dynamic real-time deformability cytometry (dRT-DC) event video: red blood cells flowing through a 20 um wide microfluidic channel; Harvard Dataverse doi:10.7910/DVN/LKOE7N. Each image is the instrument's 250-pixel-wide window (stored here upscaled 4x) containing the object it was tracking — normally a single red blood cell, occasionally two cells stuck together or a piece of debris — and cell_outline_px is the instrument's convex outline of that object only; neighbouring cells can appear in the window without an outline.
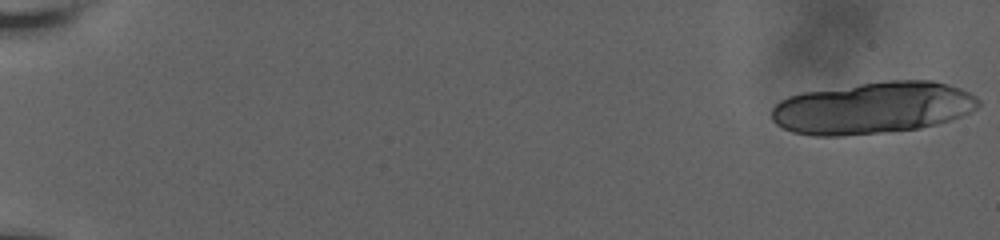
{"species": "human", "species_latin": "Homo sapiens", "temperature_condition": "room temperature", "stored_images_in_passage": 23, "camera_frame_rate_fps": 3000, "um_per_image_px": 0.085, "donor": {"sex": "male"}, "frame": {"image": 1, "passage_image": 1, "time_ms": 0.0, "image_size_px": [1000, 240], "cell_outline_px": [[980, 104], [976, 108], [960, 116], [936, 124], [920, 128], [892, 132], [840, 136], [812, 136], [792, 132], [776, 124], [772, 120], [772, 108], [780, 100], [788, 96], [804, 92], [888, 80], [932, 80], [948, 84], [960, 88], [976, 96], [980, 100]], "centroid_in_image_um": [74.18, 9.18], "position_along_channel_um": 10.8, "area_um2": 62.66}}